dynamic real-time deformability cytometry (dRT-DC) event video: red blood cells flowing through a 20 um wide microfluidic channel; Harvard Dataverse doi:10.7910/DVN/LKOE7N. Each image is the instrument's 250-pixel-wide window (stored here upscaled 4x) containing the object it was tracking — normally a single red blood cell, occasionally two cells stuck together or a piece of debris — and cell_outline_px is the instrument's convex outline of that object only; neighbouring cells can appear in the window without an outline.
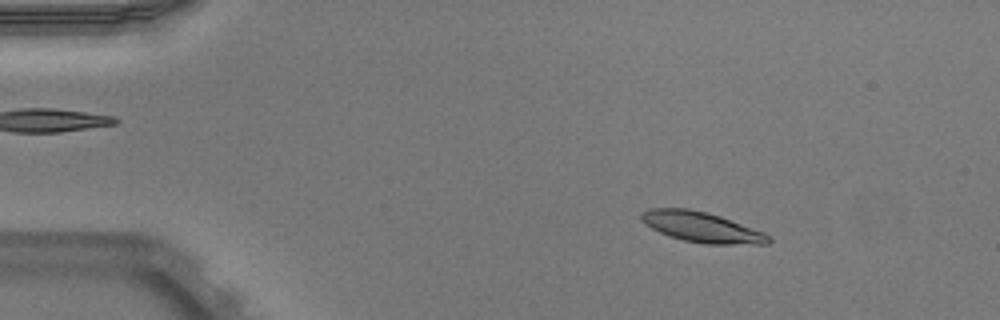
{"species": "Egyptian fruit bat (a non-hibernating species)", "species_latin": "Rousettus aegyptiacus", "temperature_condition": "warm", "stored_images_in_passage": 52, "camera_frame_rate_fps": 3000, "um_per_image_px": 0.085, "animal": {"sex": "male"}, "frame": {"image": 1, "passage_image": 8, "time_ms": 2.333, "image_size_px": [1000, 320], "cell_outline_px": [[772, 240], [768, 244], [704, 244], [684, 240], [668, 236], [652, 228], [640, 220], [640, 212], [648, 208], [688, 208], [720, 216], [764, 232], [772, 236]], "centroid_in_image_um": [59.64, 19.3], "position_along_channel_um": 25.4, "area_um2": 22.54}}
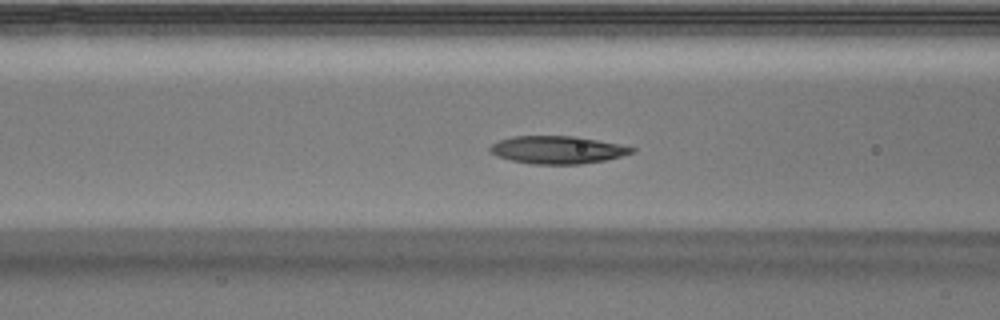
{"frame": {"image": 2, "passage_image": 21, "time_ms": 6.667, "image_size_px": [1000, 320], "cell_outline_px": [[636, 152], [604, 160], [580, 164], [532, 164], [512, 160], [496, 156], [488, 152], [488, 148], [492, 144], [500, 140], [512, 136], [576, 136], [636, 148]], "centroid_in_image_um": [47.34, 12.73], "position_along_channel_um": 119.3, "area_um2": 22.77}}
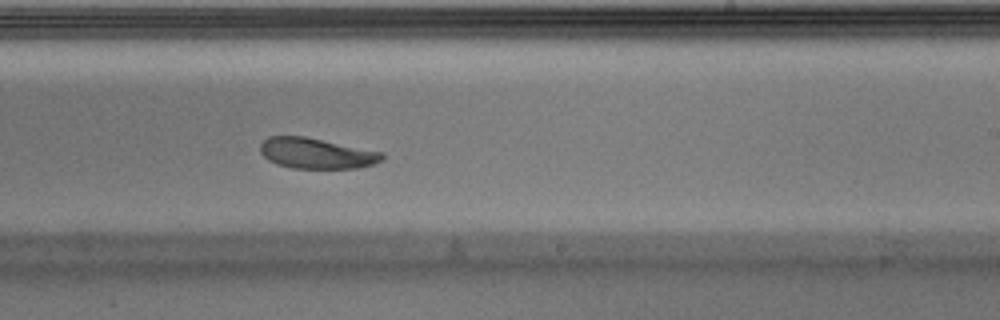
{"frame": {"image": 3, "passage_image": 32, "time_ms": 10.333, "image_size_px": [1000, 320], "cell_outline_px": [[384, 160], [372, 164], [356, 168], [292, 168], [276, 164], [268, 160], [260, 152], [260, 144], [268, 136], [304, 136], [384, 152]], "centroid_in_image_um": [26.89, 13.03], "position_along_channel_um": 262.1, "area_um2": 21.79}, "authors_computed_cell_mechanics": {"area_um2": 22.5709, "velocity_mm_per_s": 3.8952, "shape_relaxation_time_tau1_ms": 4.2389, "shape_relaxation_time_tau2_ms": null, "deformation_change_tau1": 0.1211, "deformation_change_tau2": null}}